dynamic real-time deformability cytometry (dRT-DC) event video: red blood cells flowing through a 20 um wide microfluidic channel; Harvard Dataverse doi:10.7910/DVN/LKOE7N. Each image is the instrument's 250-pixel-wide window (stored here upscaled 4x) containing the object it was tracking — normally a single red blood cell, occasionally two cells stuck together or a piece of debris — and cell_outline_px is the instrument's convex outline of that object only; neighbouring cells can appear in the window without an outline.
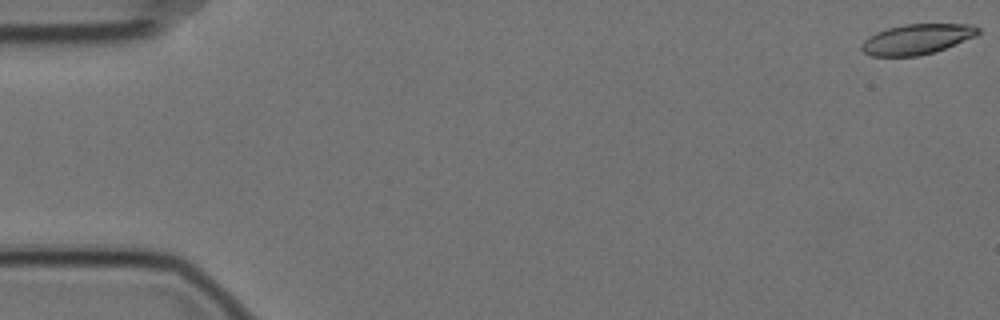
{"species": "Egyptian fruit bat (a non-hibernating species)", "species_latin": "Rousettus aegyptiacus", "temperature_condition": "cold", "stored_images_in_passage": 58, "camera_frame_rate_fps": 3000, "um_per_image_px": 0.085, "animal": {"sex": "female"}, "frame": {"image": 1, "passage_image": 1, "time_ms": 0.0, "image_size_px": [1000, 320], "cell_outline_px": [[980, 32], [976, 36], [944, 48], [932, 52], [916, 56], [872, 56], [864, 52], [860, 48], [860, 44], [868, 36], [876, 32], [888, 28], [904, 24], [972, 24], [980, 28]], "centroid_in_image_um": [77.91, 3.32], "position_along_channel_um": 7.1, "area_um2": 20.46}}
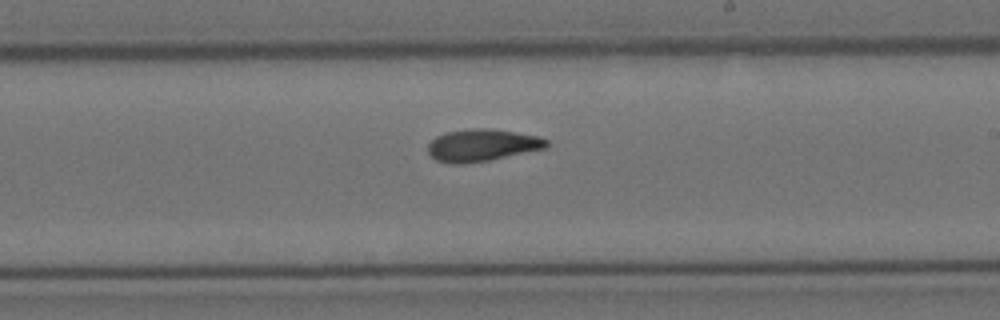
{"frame": {"image": 2, "passage_image": 34, "time_ms": 11.0, "image_size_px": [1000, 320], "cell_outline_px": [[548, 144], [544, 148], [488, 160], [460, 164], [452, 164], [436, 160], [428, 152], [428, 144], [436, 136], [444, 132], [472, 128], [492, 128], [536, 136], [548, 140]], "centroid_in_image_um": [40.92, 12.33], "position_along_channel_um": 248.1, "area_um2": 21.96}}
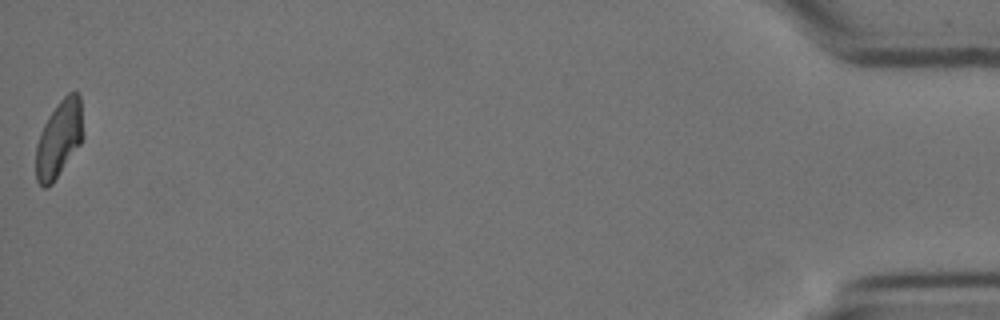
{"frame": {"image": 3, "passage_image": 58, "time_ms": 19.0, "image_size_px": [1000, 320], "cell_outline_px": [[84, 136], [80, 144], [52, 184], [48, 188], [44, 188], [36, 180], [36, 144], [40, 132], [48, 116], [56, 104], [68, 92], [76, 92], [80, 96]], "centroid_in_image_um": [5.01, 11.79], "position_along_channel_um": 430.2, "area_um2": 21.27}, "authors_computed_cell_mechanics": {"area_um2": 21.5594, "velocity_mm_per_s": 3.5012, "shape_relaxation_time_tau1_ms": 7.2602, "shape_relaxation_time_tau2_ms": 9.0796, "deformation_change_tau1": 0.1936, "deformation_change_tau2": 0.136}}